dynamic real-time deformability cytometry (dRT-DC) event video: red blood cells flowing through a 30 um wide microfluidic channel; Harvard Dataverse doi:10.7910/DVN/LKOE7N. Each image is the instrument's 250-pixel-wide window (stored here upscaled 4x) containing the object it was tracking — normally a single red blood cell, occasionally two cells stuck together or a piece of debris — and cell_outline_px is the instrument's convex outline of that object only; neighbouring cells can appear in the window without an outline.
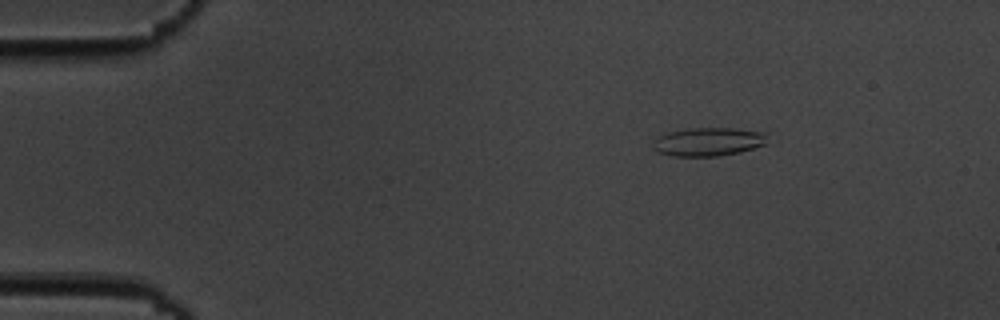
{"species": "common noctule bat (a hibernating species)", "species_latin": "Nyctalus noctula", "temperature_condition": "cold", "stored_images_in_passage": 9, "camera_frame_rate_fps": 3000, "um_per_image_px": 0.085, "animal": {"sex": "male", "body_mass_g": 19.5, "forearm_length_mm": 54.6}, "frame": {"image": 1, "passage_image": 3, "time_ms": 2.333, "image_size_px": [1000, 320], "cell_outline_px": [[764, 144], [740, 152], [716, 156], [676, 156], [656, 152], [652, 148], [652, 144], [660, 136], [668, 132], [692, 128], [732, 128], [764, 132]], "centroid_in_image_um": [60.14, 12.05], "position_along_channel_um": 24.9, "area_um2": 18.61}}
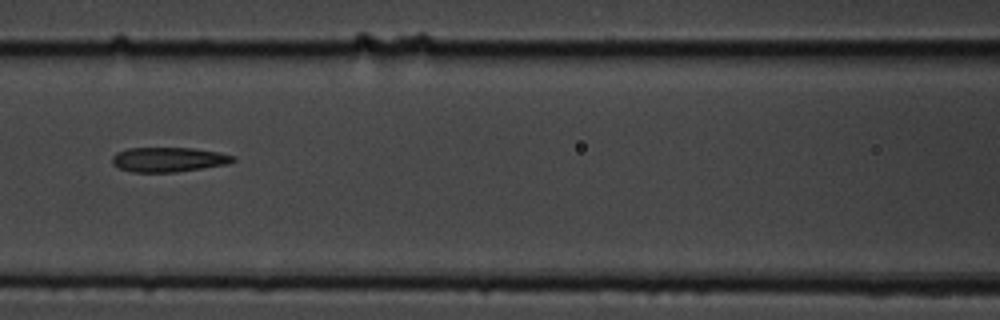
{"frame": {"image": 2, "passage_image": 8, "time_ms": 8.0, "image_size_px": [1000, 320], "cell_outline_px": [[236, 160], [228, 164], [176, 172], [132, 172], [120, 168], [112, 164], [112, 156], [116, 152], [128, 148], [192, 148], [220, 152], [236, 156]], "centroid_in_image_um": [14.34, 13.56], "position_along_channel_um": 152.3, "area_um2": 17.46}}
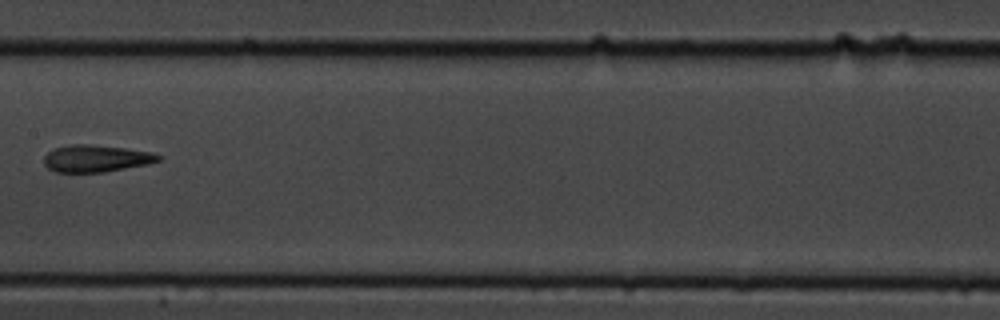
{"frame": {"image": 3, "passage_image": 9, "time_ms": 9.333, "image_size_px": [1000, 320], "cell_outline_px": [[160, 160], [148, 164], [104, 172], [56, 172], [48, 168], [44, 164], [44, 156], [48, 152], [56, 148], [72, 144], [88, 144], [124, 148], [148, 152], [160, 156]], "centroid_in_image_um": [8.12, 13.48], "position_along_channel_um": 199.3, "area_um2": 17.74}}